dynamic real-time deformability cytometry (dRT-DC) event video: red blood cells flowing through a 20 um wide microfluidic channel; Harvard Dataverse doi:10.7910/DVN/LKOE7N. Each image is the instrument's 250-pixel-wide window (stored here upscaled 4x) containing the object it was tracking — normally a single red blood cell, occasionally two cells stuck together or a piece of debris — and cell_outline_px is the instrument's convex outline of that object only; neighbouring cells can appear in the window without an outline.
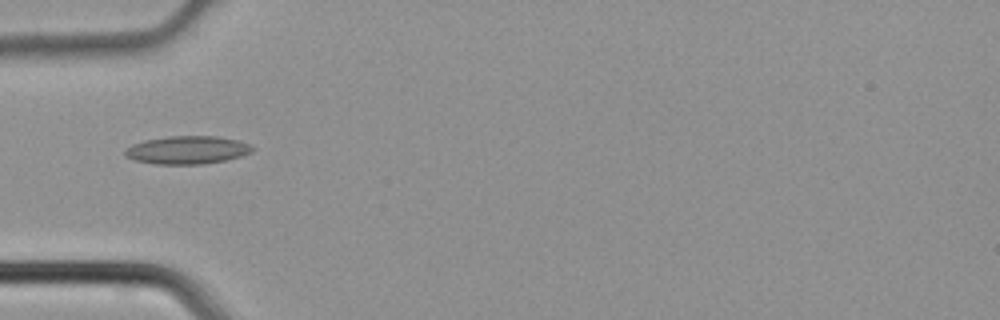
{"species": "common noctule bat (a hibernating species)", "species_latin": "Nyctalus noctula", "temperature_condition": "cold", "stored_images_in_passage": 44, "camera_frame_rate_fps": 3000, "um_per_image_px": 0.085, "animal": {"sex": "male", "body_mass_g": 21.5, "forearm_length_mm": 52.0}, "frame": {"image": 1, "passage_image": 14, "time_ms": 4.333, "image_size_px": [1000, 320], "cell_outline_px": [[256, 148], [252, 152], [240, 156], [224, 160], [204, 164], [156, 164], [132, 160], [124, 156], [124, 148], [132, 144], [144, 140], [168, 136], [216, 136], [236, 140], [248, 144]], "centroid_in_image_um": [15.86, 12.75], "position_along_channel_um": 69.1, "area_um2": 20.92}}
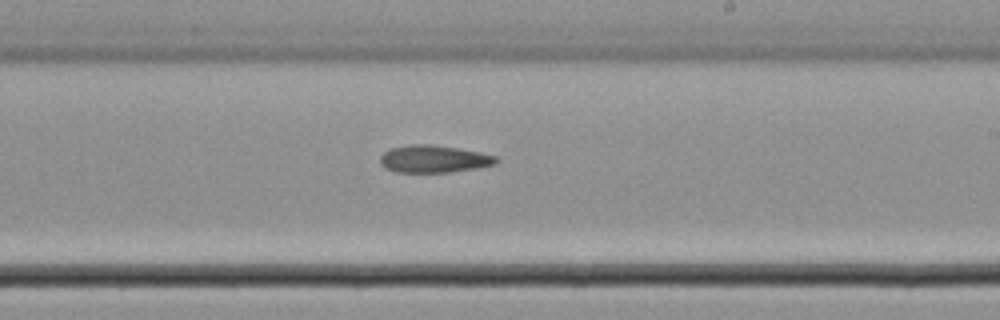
{"frame": {"image": 2, "passage_image": 26, "time_ms": 8.333, "image_size_px": [1000, 320], "cell_outline_px": [[500, 160], [496, 164], [476, 168], [448, 172], [396, 172], [384, 168], [380, 164], [380, 156], [384, 152], [392, 148], [412, 144], [432, 144], [480, 152], [496, 156]], "centroid_in_image_um": [36.87, 13.51], "position_along_channel_um": 252.1, "area_um2": 18.5}}
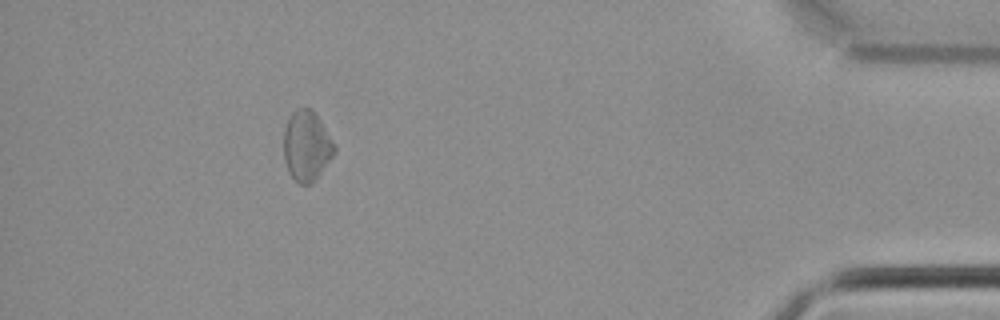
{"frame": {"image": 3, "passage_image": 40, "time_ms": 13.0, "image_size_px": [1000, 320], "cell_outline_px": [[336, 152], [316, 180], [312, 184], [300, 184], [292, 176], [288, 168], [284, 156], [284, 128], [292, 112], [296, 108], [312, 108], [320, 120], [332, 140], [336, 148]], "centroid_in_image_um": [26.08, 12.4], "position_along_channel_um": 409.1, "area_um2": 20.63}}